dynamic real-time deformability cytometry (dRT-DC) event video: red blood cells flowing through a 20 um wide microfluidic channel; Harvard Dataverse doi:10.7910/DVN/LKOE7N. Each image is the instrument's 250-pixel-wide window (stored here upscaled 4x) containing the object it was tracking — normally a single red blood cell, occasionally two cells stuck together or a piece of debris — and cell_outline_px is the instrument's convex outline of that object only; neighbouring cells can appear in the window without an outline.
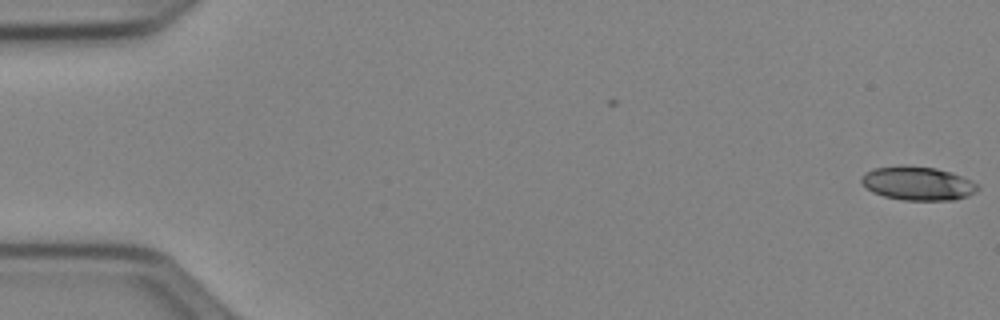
{"species": "Egyptian fruit bat (a non-hibernating species)", "species_latin": "Rousettus aegyptiacus", "temperature_condition": "cold", "stored_images_in_passage": 15, "camera_frame_rate_fps": 3000, "um_per_image_px": 0.085, "animal": {"sex": "female"}, "frame": {"image": 1, "passage_image": 1, "time_ms": 0.0, "image_size_px": [1000, 320], "cell_outline_px": [[980, 188], [968, 196], [956, 200], [904, 200], [884, 196], [872, 192], [860, 180], [860, 176], [864, 172], [872, 168], [900, 164], [936, 168], [952, 172], [972, 180]], "centroid_in_image_um": [77.99, 15.57], "position_along_channel_um": 7.0, "area_um2": 23.18}}
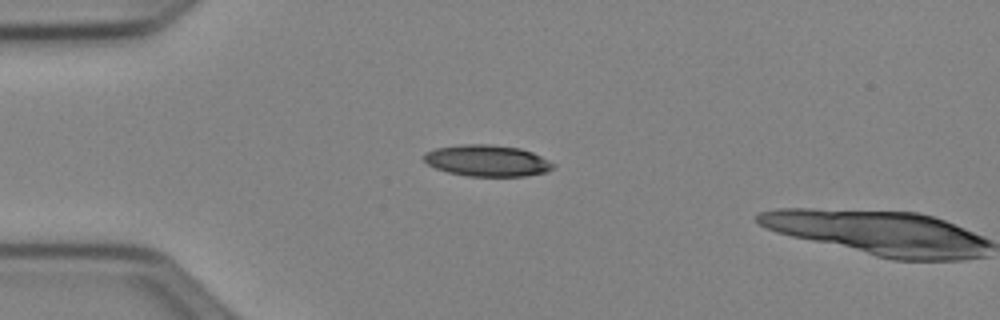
{"frame": {"image": 2, "passage_image": 14, "time_ms": 4.333, "image_size_px": [1000, 320], "cell_outline_px": [[556, 164], [552, 168], [544, 172], [524, 176], [468, 176], [448, 172], [436, 168], [428, 164], [420, 156], [424, 152], [436, 148], [460, 144], [492, 144], [520, 148], [532, 152]], "centroid_in_image_um": [41.36, 13.64], "position_along_channel_um": 43.6, "area_um2": 23.7}}